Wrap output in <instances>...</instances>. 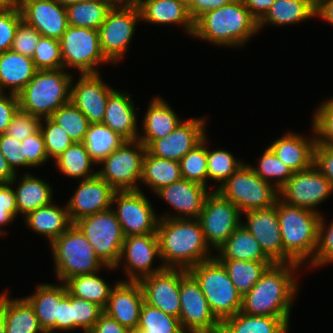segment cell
Wrapping results in <instances>:
<instances>
[{"mask_svg": "<svg viewBox=\"0 0 333 333\" xmlns=\"http://www.w3.org/2000/svg\"><path fill=\"white\" fill-rule=\"evenodd\" d=\"M181 179L178 161L156 157L148 150L145 152L140 183L145 184L153 193Z\"/></svg>", "mask_w": 333, "mask_h": 333, "instance_id": "8d00e7d4", "label": "cell"}, {"mask_svg": "<svg viewBox=\"0 0 333 333\" xmlns=\"http://www.w3.org/2000/svg\"><path fill=\"white\" fill-rule=\"evenodd\" d=\"M207 189L201 184L183 178L162 187L155 195L173 207L177 214L165 213L159 215V218H199L205 199L211 192Z\"/></svg>", "mask_w": 333, "mask_h": 333, "instance_id": "cb8c5ba5", "label": "cell"}, {"mask_svg": "<svg viewBox=\"0 0 333 333\" xmlns=\"http://www.w3.org/2000/svg\"><path fill=\"white\" fill-rule=\"evenodd\" d=\"M326 219L323 215L320 217L319 234H318V247L315 253L314 260L310 262L307 268L328 266L333 263V219L329 222L328 226Z\"/></svg>", "mask_w": 333, "mask_h": 333, "instance_id": "db71d44e", "label": "cell"}, {"mask_svg": "<svg viewBox=\"0 0 333 333\" xmlns=\"http://www.w3.org/2000/svg\"><path fill=\"white\" fill-rule=\"evenodd\" d=\"M130 333H147V332L139 328H135L133 330H130Z\"/></svg>", "mask_w": 333, "mask_h": 333, "instance_id": "b9fcfbb0", "label": "cell"}, {"mask_svg": "<svg viewBox=\"0 0 333 333\" xmlns=\"http://www.w3.org/2000/svg\"><path fill=\"white\" fill-rule=\"evenodd\" d=\"M242 213L231 201L223 198L217 191L206 197L199 221L205 240L214 252L242 223Z\"/></svg>", "mask_w": 333, "mask_h": 333, "instance_id": "5bb4252c", "label": "cell"}, {"mask_svg": "<svg viewBox=\"0 0 333 333\" xmlns=\"http://www.w3.org/2000/svg\"><path fill=\"white\" fill-rule=\"evenodd\" d=\"M37 69L32 57L12 50L0 53V92L18 95Z\"/></svg>", "mask_w": 333, "mask_h": 333, "instance_id": "4dcf8cb0", "label": "cell"}, {"mask_svg": "<svg viewBox=\"0 0 333 333\" xmlns=\"http://www.w3.org/2000/svg\"><path fill=\"white\" fill-rule=\"evenodd\" d=\"M277 213L283 244V263H298L301 266L306 264L307 267L314 260L317 251L321 214L288 205L280 199L277 200Z\"/></svg>", "mask_w": 333, "mask_h": 333, "instance_id": "277c9868", "label": "cell"}, {"mask_svg": "<svg viewBox=\"0 0 333 333\" xmlns=\"http://www.w3.org/2000/svg\"><path fill=\"white\" fill-rule=\"evenodd\" d=\"M155 259L161 261L156 233L127 236L124 239L120 260L115 269L122 268L119 266H122L121 263H123L126 281H139L143 277L160 272L165 268L162 263L153 268Z\"/></svg>", "mask_w": 333, "mask_h": 333, "instance_id": "e0dca14e", "label": "cell"}, {"mask_svg": "<svg viewBox=\"0 0 333 333\" xmlns=\"http://www.w3.org/2000/svg\"><path fill=\"white\" fill-rule=\"evenodd\" d=\"M22 158H26V168L45 165L49 161L41 130L21 141Z\"/></svg>", "mask_w": 333, "mask_h": 333, "instance_id": "11a10c76", "label": "cell"}, {"mask_svg": "<svg viewBox=\"0 0 333 333\" xmlns=\"http://www.w3.org/2000/svg\"><path fill=\"white\" fill-rule=\"evenodd\" d=\"M245 162L238 160L230 151L224 149L211 150L207 147L208 180L215 181L216 191Z\"/></svg>", "mask_w": 333, "mask_h": 333, "instance_id": "bcb514c9", "label": "cell"}, {"mask_svg": "<svg viewBox=\"0 0 333 333\" xmlns=\"http://www.w3.org/2000/svg\"><path fill=\"white\" fill-rule=\"evenodd\" d=\"M147 333H185L179 318L166 314L160 309L143 303L138 327Z\"/></svg>", "mask_w": 333, "mask_h": 333, "instance_id": "7dc6e473", "label": "cell"}, {"mask_svg": "<svg viewBox=\"0 0 333 333\" xmlns=\"http://www.w3.org/2000/svg\"><path fill=\"white\" fill-rule=\"evenodd\" d=\"M147 148L138 140H126L98 165L97 175L116 191L142 190L143 158ZM138 183V184H137Z\"/></svg>", "mask_w": 333, "mask_h": 333, "instance_id": "8fae6325", "label": "cell"}, {"mask_svg": "<svg viewBox=\"0 0 333 333\" xmlns=\"http://www.w3.org/2000/svg\"><path fill=\"white\" fill-rule=\"evenodd\" d=\"M180 119L161 96L151 98L140 127L143 134L139 133L138 140L147 148L155 139L171 133L184 120Z\"/></svg>", "mask_w": 333, "mask_h": 333, "instance_id": "f1b7e54d", "label": "cell"}, {"mask_svg": "<svg viewBox=\"0 0 333 333\" xmlns=\"http://www.w3.org/2000/svg\"><path fill=\"white\" fill-rule=\"evenodd\" d=\"M73 79L63 68L37 70L18 94L20 110L40 119L50 118L58 108L71 102Z\"/></svg>", "mask_w": 333, "mask_h": 333, "instance_id": "5b68a950", "label": "cell"}, {"mask_svg": "<svg viewBox=\"0 0 333 333\" xmlns=\"http://www.w3.org/2000/svg\"><path fill=\"white\" fill-rule=\"evenodd\" d=\"M234 1L236 0H195L188 9V12L191 19L195 22L205 12L217 9Z\"/></svg>", "mask_w": 333, "mask_h": 333, "instance_id": "03108f58", "label": "cell"}, {"mask_svg": "<svg viewBox=\"0 0 333 333\" xmlns=\"http://www.w3.org/2000/svg\"><path fill=\"white\" fill-rule=\"evenodd\" d=\"M17 177L15 176L10 184L15 191L18 215L25 217L29 212L53 202V188L47 181L28 171L20 176L18 182ZM15 184L17 186H14Z\"/></svg>", "mask_w": 333, "mask_h": 333, "instance_id": "1f68e13d", "label": "cell"}, {"mask_svg": "<svg viewBox=\"0 0 333 333\" xmlns=\"http://www.w3.org/2000/svg\"><path fill=\"white\" fill-rule=\"evenodd\" d=\"M257 163V166L248 165L261 179L270 182L278 190L294 173L290 167L277 157L269 146L266 147Z\"/></svg>", "mask_w": 333, "mask_h": 333, "instance_id": "f6af8a7d", "label": "cell"}, {"mask_svg": "<svg viewBox=\"0 0 333 333\" xmlns=\"http://www.w3.org/2000/svg\"><path fill=\"white\" fill-rule=\"evenodd\" d=\"M98 274L99 272L74 276L68 279L65 285L71 295L94 302L104 309L114 286H110Z\"/></svg>", "mask_w": 333, "mask_h": 333, "instance_id": "60d3db41", "label": "cell"}, {"mask_svg": "<svg viewBox=\"0 0 333 333\" xmlns=\"http://www.w3.org/2000/svg\"><path fill=\"white\" fill-rule=\"evenodd\" d=\"M289 324L280 317L238 312L221 323L224 333H288Z\"/></svg>", "mask_w": 333, "mask_h": 333, "instance_id": "d590c367", "label": "cell"}, {"mask_svg": "<svg viewBox=\"0 0 333 333\" xmlns=\"http://www.w3.org/2000/svg\"><path fill=\"white\" fill-rule=\"evenodd\" d=\"M143 303L144 295L138 281L119 280L103 311L120 325L133 330L138 327Z\"/></svg>", "mask_w": 333, "mask_h": 333, "instance_id": "d4e9b609", "label": "cell"}, {"mask_svg": "<svg viewBox=\"0 0 333 333\" xmlns=\"http://www.w3.org/2000/svg\"><path fill=\"white\" fill-rule=\"evenodd\" d=\"M112 7L111 0H85L71 4L66 7L68 25L99 30Z\"/></svg>", "mask_w": 333, "mask_h": 333, "instance_id": "7bdbcfd3", "label": "cell"}, {"mask_svg": "<svg viewBox=\"0 0 333 333\" xmlns=\"http://www.w3.org/2000/svg\"><path fill=\"white\" fill-rule=\"evenodd\" d=\"M316 18V0H276L258 22L259 32L264 26H287Z\"/></svg>", "mask_w": 333, "mask_h": 333, "instance_id": "836d02e7", "label": "cell"}, {"mask_svg": "<svg viewBox=\"0 0 333 333\" xmlns=\"http://www.w3.org/2000/svg\"><path fill=\"white\" fill-rule=\"evenodd\" d=\"M115 204L117 207L114 208ZM111 209L125 237L156 233L160 218L142 190L115 191Z\"/></svg>", "mask_w": 333, "mask_h": 333, "instance_id": "4fadbf2b", "label": "cell"}, {"mask_svg": "<svg viewBox=\"0 0 333 333\" xmlns=\"http://www.w3.org/2000/svg\"><path fill=\"white\" fill-rule=\"evenodd\" d=\"M21 141L6 135H0V151L8 161L11 169L17 174V167H26V158H22Z\"/></svg>", "mask_w": 333, "mask_h": 333, "instance_id": "94428289", "label": "cell"}, {"mask_svg": "<svg viewBox=\"0 0 333 333\" xmlns=\"http://www.w3.org/2000/svg\"><path fill=\"white\" fill-rule=\"evenodd\" d=\"M313 166L333 185V147L315 143Z\"/></svg>", "mask_w": 333, "mask_h": 333, "instance_id": "6125c7cd", "label": "cell"}, {"mask_svg": "<svg viewBox=\"0 0 333 333\" xmlns=\"http://www.w3.org/2000/svg\"><path fill=\"white\" fill-rule=\"evenodd\" d=\"M300 268L298 263L270 265L252 289L242 296L241 312L280 317L290 325L294 298L299 290L294 274Z\"/></svg>", "mask_w": 333, "mask_h": 333, "instance_id": "6da1fadb", "label": "cell"}, {"mask_svg": "<svg viewBox=\"0 0 333 333\" xmlns=\"http://www.w3.org/2000/svg\"><path fill=\"white\" fill-rule=\"evenodd\" d=\"M325 20L333 26V0L316 1V18Z\"/></svg>", "mask_w": 333, "mask_h": 333, "instance_id": "89a4df30", "label": "cell"}, {"mask_svg": "<svg viewBox=\"0 0 333 333\" xmlns=\"http://www.w3.org/2000/svg\"><path fill=\"white\" fill-rule=\"evenodd\" d=\"M276 0H243L252 16L259 22Z\"/></svg>", "mask_w": 333, "mask_h": 333, "instance_id": "a7ac6f4b", "label": "cell"}, {"mask_svg": "<svg viewBox=\"0 0 333 333\" xmlns=\"http://www.w3.org/2000/svg\"><path fill=\"white\" fill-rule=\"evenodd\" d=\"M49 246L58 282L65 283L74 276L93 274L105 268L115 270V267L106 266L98 258L93 247L74 223Z\"/></svg>", "mask_w": 333, "mask_h": 333, "instance_id": "8992f818", "label": "cell"}, {"mask_svg": "<svg viewBox=\"0 0 333 333\" xmlns=\"http://www.w3.org/2000/svg\"><path fill=\"white\" fill-rule=\"evenodd\" d=\"M208 333H224V332H223L222 329H220V330H217V331H215V332H208Z\"/></svg>", "mask_w": 333, "mask_h": 333, "instance_id": "09005b40", "label": "cell"}, {"mask_svg": "<svg viewBox=\"0 0 333 333\" xmlns=\"http://www.w3.org/2000/svg\"><path fill=\"white\" fill-rule=\"evenodd\" d=\"M24 220L29 229L45 236L49 244L73 224L66 205L62 208L54 202L29 212Z\"/></svg>", "mask_w": 333, "mask_h": 333, "instance_id": "d6a6232c", "label": "cell"}, {"mask_svg": "<svg viewBox=\"0 0 333 333\" xmlns=\"http://www.w3.org/2000/svg\"><path fill=\"white\" fill-rule=\"evenodd\" d=\"M156 234L165 268L189 270L215 257L198 218H160Z\"/></svg>", "mask_w": 333, "mask_h": 333, "instance_id": "7a4b0ae2", "label": "cell"}, {"mask_svg": "<svg viewBox=\"0 0 333 333\" xmlns=\"http://www.w3.org/2000/svg\"><path fill=\"white\" fill-rule=\"evenodd\" d=\"M225 267L237 291L243 296L259 281L273 261L218 259Z\"/></svg>", "mask_w": 333, "mask_h": 333, "instance_id": "b9f144b4", "label": "cell"}, {"mask_svg": "<svg viewBox=\"0 0 333 333\" xmlns=\"http://www.w3.org/2000/svg\"><path fill=\"white\" fill-rule=\"evenodd\" d=\"M207 117L184 119L171 133L155 139L147 150L154 156L168 160L180 159L207 135Z\"/></svg>", "mask_w": 333, "mask_h": 333, "instance_id": "d6986e66", "label": "cell"}, {"mask_svg": "<svg viewBox=\"0 0 333 333\" xmlns=\"http://www.w3.org/2000/svg\"><path fill=\"white\" fill-rule=\"evenodd\" d=\"M41 121L42 119L39 117L19 109L6 129L5 134L23 141L40 130Z\"/></svg>", "mask_w": 333, "mask_h": 333, "instance_id": "9f6ffc18", "label": "cell"}, {"mask_svg": "<svg viewBox=\"0 0 333 333\" xmlns=\"http://www.w3.org/2000/svg\"><path fill=\"white\" fill-rule=\"evenodd\" d=\"M188 272L199 283L213 314L221 323L241 311L242 295L216 257L191 267Z\"/></svg>", "mask_w": 333, "mask_h": 333, "instance_id": "52a82bcc", "label": "cell"}, {"mask_svg": "<svg viewBox=\"0 0 333 333\" xmlns=\"http://www.w3.org/2000/svg\"><path fill=\"white\" fill-rule=\"evenodd\" d=\"M74 224L81 230L98 258L116 267L121 256L125 235L112 209L80 218Z\"/></svg>", "mask_w": 333, "mask_h": 333, "instance_id": "9c48e42d", "label": "cell"}, {"mask_svg": "<svg viewBox=\"0 0 333 333\" xmlns=\"http://www.w3.org/2000/svg\"><path fill=\"white\" fill-rule=\"evenodd\" d=\"M133 95L114 89L108 97L103 124L110 127L126 140H136L139 136L137 108L131 99Z\"/></svg>", "mask_w": 333, "mask_h": 333, "instance_id": "4316f807", "label": "cell"}, {"mask_svg": "<svg viewBox=\"0 0 333 333\" xmlns=\"http://www.w3.org/2000/svg\"><path fill=\"white\" fill-rule=\"evenodd\" d=\"M319 105L312 115L316 142L333 147V97L331 96Z\"/></svg>", "mask_w": 333, "mask_h": 333, "instance_id": "816d5d0a", "label": "cell"}, {"mask_svg": "<svg viewBox=\"0 0 333 333\" xmlns=\"http://www.w3.org/2000/svg\"><path fill=\"white\" fill-rule=\"evenodd\" d=\"M0 333H6L5 325V291L1 293L0 297Z\"/></svg>", "mask_w": 333, "mask_h": 333, "instance_id": "8c879c8a", "label": "cell"}, {"mask_svg": "<svg viewBox=\"0 0 333 333\" xmlns=\"http://www.w3.org/2000/svg\"><path fill=\"white\" fill-rule=\"evenodd\" d=\"M59 42L65 70L71 67L79 74H96L99 65L111 63L102 51L99 30L68 26Z\"/></svg>", "mask_w": 333, "mask_h": 333, "instance_id": "30bf717a", "label": "cell"}, {"mask_svg": "<svg viewBox=\"0 0 333 333\" xmlns=\"http://www.w3.org/2000/svg\"><path fill=\"white\" fill-rule=\"evenodd\" d=\"M44 121V123H43ZM49 160L58 158L72 143L66 131L51 118H44L40 124Z\"/></svg>", "mask_w": 333, "mask_h": 333, "instance_id": "681fc988", "label": "cell"}, {"mask_svg": "<svg viewBox=\"0 0 333 333\" xmlns=\"http://www.w3.org/2000/svg\"><path fill=\"white\" fill-rule=\"evenodd\" d=\"M56 1H58L64 7H67L71 4L80 3V2H83L85 0H56Z\"/></svg>", "mask_w": 333, "mask_h": 333, "instance_id": "11e5206c", "label": "cell"}, {"mask_svg": "<svg viewBox=\"0 0 333 333\" xmlns=\"http://www.w3.org/2000/svg\"><path fill=\"white\" fill-rule=\"evenodd\" d=\"M53 162L61 174L73 179L85 180L97 175L92 168L95 163L90 158L83 142H73Z\"/></svg>", "mask_w": 333, "mask_h": 333, "instance_id": "ab89813d", "label": "cell"}, {"mask_svg": "<svg viewBox=\"0 0 333 333\" xmlns=\"http://www.w3.org/2000/svg\"><path fill=\"white\" fill-rule=\"evenodd\" d=\"M100 73L79 74L71 84V102L86 116L89 123H102L109 94L114 90L102 80ZM74 83V85H73Z\"/></svg>", "mask_w": 333, "mask_h": 333, "instance_id": "7402d4cb", "label": "cell"}, {"mask_svg": "<svg viewBox=\"0 0 333 333\" xmlns=\"http://www.w3.org/2000/svg\"><path fill=\"white\" fill-rule=\"evenodd\" d=\"M66 295V285L60 282L57 284H38L35 293L24 297L33 307L39 324L45 333L59 332L60 301Z\"/></svg>", "mask_w": 333, "mask_h": 333, "instance_id": "484cf974", "label": "cell"}, {"mask_svg": "<svg viewBox=\"0 0 333 333\" xmlns=\"http://www.w3.org/2000/svg\"><path fill=\"white\" fill-rule=\"evenodd\" d=\"M207 136L179 161L183 179L208 188Z\"/></svg>", "mask_w": 333, "mask_h": 333, "instance_id": "ee69618b", "label": "cell"}, {"mask_svg": "<svg viewBox=\"0 0 333 333\" xmlns=\"http://www.w3.org/2000/svg\"><path fill=\"white\" fill-rule=\"evenodd\" d=\"M103 312L98 304L72 295L73 331L81 328L88 333Z\"/></svg>", "mask_w": 333, "mask_h": 333, "instance_id": "f5cc1de1", "label": "cell"}, {"mask_svg": "<svg viewBox=\"0 0 333 333\" xmlns=\"http://www.w3.org/2000/svg\"><path fill=\"white\" fill-rule=\"evenodd\" d=\"M21 21L19 7L0 11V53L10 50L16 29Z\"/></svg>", "mask_w": 333, "mask_h": 333, "instance_id": "680465c9", "label": "cell"}, {"mask_svg": "<svg viewBox=\"0 0 333 333\" xmlns=\"http://www.w3.org/2000/svg\"><path fill=\"white\" fill-rule=\"evenodd\" d=\"M126 139L103 123H90L83 144L95 165L117 150Z\"/></svg>", "mask_w": 333, "mask_h": 333, "instance_id": "f35d334b", "label": "cell"}, {"mask_svg": "<svg viewBox=\"0 0 333 333\" xmlns=\"http://www.w3.org/2000/svg\"><path fill=\"white\" fill-rule=\"evenodd\" d=\"M246 217L243 226L259 242L264 253L274 262L283 263V244L275 206L254 209L242 213Z\"/></svg>", "mask_w": 333, "mask_h": 333, "instance_id": "603a6c76", "label": "cell"}, {"mask_svg": "<svg viewBox=\"0 0 333 333\" xmlns=\"http://www.w3.org/2000/svg\"><path fill=\"white\" fill-rule=\"evenodd\" d=\"M73 331L72 295H67L60 301L59 332Z\"/></svg>", "mask_w": 333, "mask_h": 333, "instance_id": "003e7915", "label": "cell"}, {"mask_svg": "<svg viewBox=\"0 0 333 333\" xmlns=\"http://www.w3.org/2000/svg\"><path fill=\"white\" fill-rule=\"evenodd\" d=\"M181 2L186 8H190L195 0H178Z\"/></svg>", "mask_w": 333, "mask_h": 333, "instance_id": "2a66077c", "label": "cell"}, {"mask_svg": "<svg viewBox=\"0 0 333 333\" xmlns=\"http://www.w3.org/2000/svg\"><path fill=\"white\" fill-rule=\"evenodd\" d=\"M223 198L234 203L241 213L275 206L279 190L261 179L247 163L234 172L217 190Z\"/></svg>", "mask_w": 333, "mask_h": 333, "instance_id": "ba28073f", "label": "cell"}, {"mask_svg": "<svg viewBox=\"0 0 333 333\" xmlns=\"http://www.w3.org/2000/svg\"><path fill=\"white\" fill-rule=\"evenodd\" d=\"M138 8L141 21L157 25H182L184 33L193 36L194 21L188 8L178 0H142Z\"/></svg>", "mask_w": 333, "mask_h": 333, "instance_id": "f546056e", "label": "cell"}, {"mask_svg": "<svg viewBox=\"0 0 333 333\" xmlns=\"http://www.w3.org/2000/svg\"><path fill=\"white\" fill-rule=\"evenodd\" d=\"M41 34L23 20L19 23L10 50L33 57Z\"/></svg>", "mask_w": 333, "mask_h": 333, "instance_id": "6f0895ef", "label": "cell"}, {"mask_svg": "<svg viewBox=\"0 0 333 333\" xmlns=\"http://www.w3.org/2000/svg\"><path fill=\"white\" fill-rule=\"evenodd\" d=\"M50 118L66 131L73 142L84 141L90 123L72 102L58 108Z\"/></svg>", "mask_w": 333, "mask_h": 333, "instance_id": "c3c4849f", "label": "cell"}, {"mask_svg": "<svg viewBox=\"0 0 333 333\" xmlns=\"http://www.w3.org/2000/svg\"><path fill=\"white\" fill-rule=\"evenodd\" d=\"M187 272L186 269L164 268L140 279L138 282L143 291L144 302L179 318L181 278Z\"/></svg>", "mask_w": 333, "mask_h": 333, "instance_id": "ac0fdd59", "label": "cell"}, {"mask_svg": "<svg viewBox=\"0 0 333 333\" xmlns=\"http://www.w3.org/2000/svg\"><path fill=\"white\" fill-rule=\"evenodd\" d=\"M215 257L243 261H272L242 223L217 249Z\"/></svg>", "mask_w": 333, "mask_h": 333, "instance_id": "e575fe53", "label": "cell"}, {"mask_svg": "<svg viewBox=\"0 0 333 333\" xmlns=\"http://www.w3.org/2000/svg\"><path fill=\"white\" fill-rule=\"evenodd\" d=\"M32 59L37 70L63 68L59 40L42 36L36 46Z\"/></svg>", "mask_w": 333, "mask_h": 333, "instance_id": "f907efd6", "label": "cell"}, {"mask_svg": "<svg viewBox=\"0 0 333 333\" xmlns=\"http://www.w3.org/2000/svg\"><path fill=\"white\" fill-rule=\"evenodd\" d=\"M19 109L18 95L0 92V135L5 133Z\"/></svg>", "mask_w": 333, "mask_h": 333, "instance_id": "be15d7a7", "label": "cell"}, {"mask_svg": "<svg viewBox=\"0 0 333 333\" xmlns=\"http://www.w3.org/2000/svg\"><path fill=\"white\" fill-rule=\"evenodd\" d=\"M73 196L66 202L72 223L82 217L112 208L115 189L100 176L79 180Z\"/></svg>", "mask_w": 333, "mask_h": 333, "instance_id": "44dd1931", "label": "cell"}, {"mask_svg": "<svg viewBox=\"0 0 333 333\" xmlns=\"http://www.w3.org/2000/svg\"><path fill=\"white\" fill-rule=\"evenodd\" d=\"M18 7V0H0V11H7Z\"/></svg>", "mask_w": 333, "mask_h": 333, "instance_id": "753ad0ef", "label": "cell"}, {"mask_svg": "<svg viewBox=\"0 0 333 333\" xmlns=\"http://www.w3.org/2000/svg\"><path fill=\"white\" fill-rule=\"evenodd\" d=\"M22 20L43 37L60 40L68 25L66 7L56 0H18Z\"/></svg>", "mask_w": 333, "mask_h": 333, "instance_id": "ffe728a7", "label": "cell"}, {"mask_svg": "<svg viewBox=\"0 0 333 333\" xmlns=\"http://www.w3.org/2000/svg\"><path fill=\"white\" fill-rule=\"evenodd\" d=\"M17 174L11 169L8 161L0 151V184L10 183Z\"/></svg>", "mask_w": 333, "mask_h": 333, "instance_id": "2644e50d", "label": "cell"}, {"mask_svg": "<svg viewBox=\"0 0 333 333\" xmlns=\"http://www.w3.org/2000/svg\"><path fill=\"white\" fill-rule=\"evenodd\" d=\"M179 321L185 333H208L221 329L199 283L187 272L181 278Z\"/></svg>", "mask_w": 333, "mask_h": 333, "instance_id": "2e32d148", "label": "cell"}, {"mask_svg": "<svg viewBox=\"0 0 333 333\" xmlns=\"http://www.w3.org/2000/svg\"><path fill=\"white\" fill-rule=\"evenodd\" d=\"M18 215L15 191L10 183L0 184V236L5 235L2 226L12 224Z\"/></svg>", "mask_w": 333, "mask_h": 333, "instance_id": "91938a15", "label": "cell"}, {"mask_svg": "<svg viewBox=\"0 0 333 333\" xmlns=\"http://www.w3.org/2000/svg\"><path fill=\"white\" fill-rule=\"evenodd\" d=\"M259 32L258 21L243 0H236L201 15L194 22V38L215 46L243 47Z\"/></svg>", "mask_w": 333, "mask_h": 333, "instance_id": "3957f363", "label": "cell"}, {"mask_svg": "<svg viewBox=\"0 0 333 333\" xmlns=\"http://www.w3.org/2000/svg\"><path fill=\"white\" fill-rule=\"evenodd\" d=\"M311 131L313 135L310 138L301 133L287 132L275 139L269 147L293 172L307 170L313 165V150L316 143L313 126Z\"/></svg>", "mask_w": 333, "mask_h": 333, "instance_id": "83f0119b", "label": "cell"}, {"mask_svg": "<svg viewBox=\"0 0 333 333\" xmlns=\"http://www.w3.org/2000/svg\"><path fill=\"white\" fill-rule=\"evenodd\" d=\"M5 291L6 333H45L33 307L24 297L10 298Z\"/></svg>", "mask_w": 333, "mask_h": 333, "instance_id": "74e56055", "label": "cell"}, {"mask_svg": "<svg viewBox=\"0 0 333 333\" xmlns=\"http://www.w3.org/2000/svg\"><path fill=\"white\" fill-rule=\"evenodd\" d=\"M88 333H130V330L103 312Z\"/></svg>", "mask_w": 333, "mask_h": 333, "instance_id": "e7e4bbea", "label": "cell"}, {"mask_svg": "<svg viewBox=\"0 0 333 333\" xmlns=\"http://www.w3.org/2000/svg\"><path fill=\"white\" fill-rule=\"evenodd\" d=\"M141 20L138 6L113 5L99 28V39L105 57L117 64L126 52Z\"/></svg>", "mask_w": 333, "mask_h": 333, "instance_id": "7c38bea8", "label": "cell"}, {"mask_svg": "<svg viewBox=\"0 0 333 333\" xmlns=\"http://www.w3.org/2000/svg\"><path fill=\"white\" fill-rule=\"evenodd\" d=\"M142 0H111L113 5L138 6Z\"/></svg>", "mask_w": 333, "mask_h": 333, "instance_id": "34e18365", "label": "cell"}, {"mask_svg": "<svg viewBox=\"0 0 333 333\" xmlns=\"http://www.w3.org/2000/svg\"><path fill=\"white\" fill-rule=\"evenodd\" d=\"M333 195V185L313 165L304 171L294 172L279 190V199L284 203L312 210Z\"/></svg>", "mask_w": 333, "mask_h": 333, "instance_id": "9a60e30c", "label": "cell"}]
</instances>
